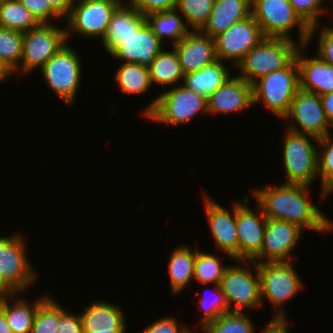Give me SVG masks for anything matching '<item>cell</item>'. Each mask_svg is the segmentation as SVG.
<instances>
[{"label": "cell", "mask_w": 333, "mask_h": 333, "mask_svg": "<svg viewBox=\"0 0 333 333\" xmlns=\"http://www.w3.org/2000/svg\"><path fill=\"white\" fill-rule=\"evenodd\" d=\"M262 188V189H261ZM310 186L279 184L253 190L256 203L267 218L296 224L303 230L324 233L333 229L332 220L310 202Z\"/></svg>", "instance_id": "1"}, {"label": "cell", "mask_w": 333, "mask_h": 333, "mask_svg": "<svg viewBox=\"0 0 333 333\" xmlns=\"http://www.w3.org/2000/svg\"><path fill=\"white\" fill-rule=\"evenodd\" d=\"M286 38L264 37L237 64L239 77L253 84L261 77L287 67L296 57L301 46L298 42Z\"/></svg>", "instance_id": "2"}, {"label": "cell", "mask_w": 333, "mask_h": 333, "mask_svg": "<svg viewBox=\"0 0 333 333\" xmlns=\"http://www.w3.org/2000/svg\"><path fill=\"white\" fill-rule=\"evenodd\" d=\"M202 112L208 114L207 99L203 94L188 90L183 85H177L160 93L142 114L149 120L177 126L185 125Z\"/></svg>", "instance_id": "3"}, {"label": "cell", "mask_w": 333, "mask_h": 333, "mask_svg": "<svg viewBox=\"0 0 333 333\" xmlns=\"http://www.w3.org/2000/svg\"><path fill=\"white\" fill-rule=\"evenodd\" d=\"M251 15L264 37L294 40L290 33L297 25L298 43L308 45L310 27L296 13L289 0H251Z\"/></svg>", "instance_id": "4"}, {"label": "cell", "mask_w": 333, "mask_h": 333, "mask_svg": "<svg viewBox=\"0 0 333 333\" xmlns=\"http://www.w3.org/2000/svg\"><path fill=\"white\" fill-rule=\"evenodd\" d=\"M299 89V67L295 58L284 69L271 72L252 84L253 106L264 102L273 115L283 119Z\"/></svg>", "instance_id": "5"}, {"label": "cell", "mask_w": 333, "mask_h": 333, "mask_svg": "<svg viewBox=\"0 0 333 333\" xmlns=\"http://www.w3.org/2000/svg\"><path fill=\"white\" fill-rule=\"evenodd\" d=\"M21 235L0 236V293H23L37 277Z\"/></svg>", "instance_id": "6"}, {"label": "cell", "mask_w": 333, "mask_h": 333, "mask_svg": "<svg viewBox=\"0 0 333 333\" xmlns=\"http://www.w3.org/2000/svg\"><path fill=\"white\" fill-rule=\"evenodd\" d=\"M283 149V164L286 173L285 184H301L311 187L318 179V151L313 143L318 138L286 130ZM313 142H312V141Z\"/></svg>", "instance_id": "7"}, {"label": "cell", "mask_w": 333, "mask_h": 333, "mask_svg": "<svg viewBox=\"0 0 333 333\" xmlns=\"http://www.w3.org/2000/svg\"><path fill=\"white\" fill-rule=\"evenodd\" d=\"M80 58L66 44L40 68L47 86L69 106L74 103L81 86L83 71Z\"/></svg>", "instance_id": "8"}, {"label": "cell", "mask_w": 333, "mask_h": 333, "mask_svg": "<svg viewBox=\"0 0 333 333\" xmlns=\"http://www.w3.org/2000/svg\"><path fill=\"white\" fill-rule=\"evenodd\" d=\"M237 262V266L229 265L220 282L229 312H243L244 308L256 309L262 303L258 262ZM249 264L254 265L255 274L247 268ZM233 304L234 307H231Z\"/></svg>", "instance_id": "9"}, {"label": "cell", "mask_w": 333, "mask_h": 333, "mask_svg": "<svg viewBox=\"0 0 333 333\" xmlns=\"http://www.w3.org/2000/svg\"><path fill=\"white\" fill-rule=\"evenodd\" d=\"M258 271L261 299L266 297L274 307H277L278 310L273 318H285L283 307L285 302L303 289L292 262H258Z\"/></svg>", "instance_id": "10"}, {"label": "cell", "mask_w": 333, "mask_h": 333, "mask_svg": "<svg viewBox=\"0 0 333 333\" xmlns=\"http://www.w3.org/2000/svg\"><path fill=\"white\" fill-rule=\"evenodd\" d=\"M123 0H78L72 5L67 19V40L72 34L87 38H104L113 13ZM74 31V32H73ZM73 32V33H72Z\"/></svg>", "instance_id": "11"}, {"label": "cell", "mask_w": 333, "mask_h": 333, "mask_svg": "<svg viewBox=\"0 0 333 333\" xmlns=\"http://www.w3.org/2000/svg\"><path fill=\"white\" fill-rule=\"evenodd\" d=\"M68 42L66 28L55 27L53 23H42L23 33L21 64L18 72L30 73L41 68Z\"/></svg>", "instance_id": "12"}, {"label": "cell", "mask_w": 333, "mask_h": 333, "mask_svg": "<svg viewBox=\"0 0 333 333\" xmlns=\"http://www.w3.org/2000/svg\"><path fill=\"white\" fill-rule=\"evenodd\" d=\"M283 119L295 121L287 125L292 132L308 134L318 139L330 133L331 126L322 107L321 97L301 89L297 91Z\"/></svg>", "instance_id": "13"}, {"label": "cell", "mask_w": 333, "mask_h": 333, "mask_svg": "<svg viewBox=\"0 0 333 333\" xmlns=\"http://www.w3.org/2000/svg\"><path fill=\"white\" fill-rule=\"evenodd\" d=\"M214 39L217 58L222 62L232 60V63L237 66L242 58L264 39V35L259 24L250 15Z\"/></svg>", "instance_id": "14"}, {"label": "cell", "mask_w": 333, "mask_h": 333, "mask_svg": "<svg viewBox=\"0 0 333 333\" xmlns=\"http://www.w3.org/2000/svg\"><path fill=\"white\" fill-rule=\"evenodd\" d=\"M302 232L296 224L267 218L261 251L252 261L291 262L294 258L290 257L291 252L299 243Z\"/></svg>", "instance_id": "15"}, {"label": "cell", "mask_w": 333, "mask_h": 333, "mask_svg": "<svg viewBox=\"0 0 333 333\" xmlns=\"http://www.w3.org/2000/svg\"><path fill=\"white\" fill-rule=\"evenodd\" d=\"M247 203V204H245ZM248 197L236 201V228L238 236V261H252L261 251L267 217L257 204L255 213Z\"/></svg>", "instance_id": "16"}, {"label": "cell", "mask_w": 333, "mask_h": 333, "mask_svg": "<svg viewBox=\"0 0 333 333\" xmlns=\"http://www.w3.org/2000/svg\"><path fill=\"white\" fill-rule=\"evenodd\" d=\"M205 213L214 242L219 251L238 261V236L236 228V202L232 215L213 199L205 196Z\"/></svg>", "instance_id": "17"}, {"label": "cell", "mask_w": 333, "mask_h": 333, "mask_svg": "<svg viewBox=\"0 0 333 333\" xmlns=\"http://www.w3.org/2000/svg\"><path fill=\"white\" fill-rule=\"evenodd\" d=\"M183 74L196 72L218 60L215 39L201 30H191L173 46Z\"/></svg>", "instance_id": "18"}, {"label": "cell", "mask_w": 333, "mask_h": 333, "mask_svg": "<svg viewBox=\"0 0 333 333\" xmlns=\"http://www.w3.org/2000/svg\"><path fill=\"white\" fill-rule=\"evenodd\" d=\"M162 50L163 43L145 23L136 33L120 39L119 45L110 55L125 63H138L148 67Z\"/></svg>", "instance_id": "19"}, {"label": "cell", "mask_w": 333, "mask_h": 333, "mask_svg": "<svg viewBox=\"0 0 333 333\" xmlns=\"http://www.w3.org/2000/svg\"><path fill=\"white\" fill-rule=\"evenodd\" d=\"M207 104L208 114L241 112L253 106L252 85L238 75L230 76L207 99Z\"/></svg>", "instance_id": "20"}, {"label": "cell", "mask_w": 333, "mask_h": 333, "mask_svg": "<svg viewBox=\"0 0 333 333\" xmlns=\"http://www.w3.org/2000/svg\"><path fill=\"white\" fill-rule=\"evenodd\" d=\"M306 46L301 45L295 57L299 67L300 89L319 96L333 92V65L318 55L305 57L303 50Z\"/></svg>", "instance_id": "21"}, {"label": "cell", "mask_w": 333, "mask_h": 333, "mask_svg": "<svg viewBox=\"0 0 333 333\" xmlns=\"http://www.w3.org/2000/svg\"><path fill=\"white\" fill-rule=\"evenodd\" d=\"M79 314L84 333H112L126 329L123 310L106 301L92 302Z\"/></svg>", "instance_id": "22"}, {"label": "cell", "mask_w": 333, "mask_h": 333, "mask_svg": "<svg viewBox=\"0 0 333 333\" xmlns=\"http://www.w3.org/2000/svg\"><path fill=\"white\" fill-rule=\"evenodd\" d=\"M251 15V0H215L208 22L201 31L215 38Z\"/></svg>", "instance_id": "23"}, {"label": "cell", "mask_w": 333, "mask_h": 333, "mask_svg": "<svg viewBox=\"0 0 333 333\" xmlns=\"http://www.w3.org/2000/svg\"><path fill=\"white\" fill-rule=\"evenodd\" d=\"M145 23V16L128 1H124L113 13L107 32L101 40L106 52L110 54L119 45L120 39L136 33Z\"/></svg>", "instance_id": "24"}, {"label": "cell", "mask_w": 333, "mask_h": 333, "mask_svg": "<svg viewBox=\"0 0 333 333\" xmlns=\"http://www.w3.org/2000/svg\"><path fill=\"white\" fill-rule=\"evenodd\" d=\"M22 293H0V309L4 312L7 323L13 333H31L38 307L49 297L45 295L29 304L26 299L18 298L14 303L10 300Z\"/></svg>", "instance_id": "25"}, {"label": "cell", "mask_w": 333, "mask_h": 333, "mask_svg": "<svg viewBox=\"0 0 333 333\" xmlns=\"http://www.w3.org/2000/svg\"><path fill=\"white\" fill-rule=\"evenodd\" d=\"M226 67L228 66L218 59L203 69L185 74L181 85L188 90L203 94L208 99L230 77L229 69Z\"/></svg>", "instance_id": "26"}, {"label": "cell", "mask_w": 333, "mask_h": 333, "mask_svg": "<svg viewBox=\"0 0 333 333\" xmlns=\"http://www.w3.org/2000/svg\"><path fill=\"white\" fill-rule=\"evenodd\" d=\"M145 21L163 44H166L164 39L167 38L172 40V46L178 44L191 31L177 9L148 14Z\"/></svg>", "instance_id": "27"}, {"label": "cell", "mask_w": 333, "mask_h": 333, "mask_svg": "<svg viewBox=\"0 0 333 333\" xmlns=\"http://www.w3.org/2000/svg\"><path fill=\"white\" fill-rule=\"evenodd\" d=\"M179 245L172 251L168 263V277L173 295H178L194 278L197 249ZM194 250V251H193Z\"/></svg>", "instance_id": "28"}, {"label": "cell", "mask_w": 333, "mask_h": 333, "mask_svg": "<svg viewBox=\"0 0 333 333\" xmlns=\"http://www.w3.org/2000/svg\"><path fill=\"white\" fill-rule=\"evenodd\" d=\"M23 32L0 27V76L7 80L21 65Z\"/></svg>", "instance_id": "29"}, {"label": "cell", "mask_w": 333, "mask_h": 333, "mask_svg": "<svg viewBox=\"0 0 333 333\" xmlns=\"http://www.w3.org/2000/svg\"><path fill=\"white\" fill-rule=\"evenodd\" d=\"M148 69L152 86H177V82L183 81L184 74L174 49L171 52L162 50L158 53Z\"/></svg>", "instance_id": "30"}, {"label": "cell", "mask_w": 333, "mask_h": 333, "mask_svg": "<svg viewBox=\"0 0 333 333\" xmlns=\"http://www.w3.org/2000/svg\"><path fill=\"white\" fill-rule=\"evenodd\" d=\"M114 77L119 90L128 96L145 93L152 86L148 67L138 63L123 62Z\"/></svg>", "instance_id": "31"}, {"label": "cell", "mask_w": 333, "mask_h": 333, "mask_svg": "<svg viewBox=\"0 0 333 333\" xmlns=\"http://www.w3.org/2000/svg\"><path fill=\"white\" fill-rule=\"evenodd\" d=\"M39 24L19 0H2L0 3V27L24 33Z\"/></svg>", "instance_id": "32"}, {"label": "cell", "mask_w": 333, "mask_h": 333, "mask_svg": "<svg viewBox=\"0 0 333 333\" xmlns=\"http://www.w3.org/2000/svg\"><path fill=\"white\" fill-rule=\"evenodd\" d=\"M228 267L229 265L224 266L216 255L200 252L197 249L193 278L200 284L218 285Z\"/></svg>", "instance_id": "33"}, {"label": "cell", "mask_w": 333, "mask_h": 333, "mask_svg": "<svg viewBox=\"0 0 333 333\" xmlns=\"http://www.w3.org/2000/svg\"><path fill=\"white\" fill-rule=\"evenodd\" d=\"M249 315L243 312H227L202 329L204 333H254Z\"/></svg>", "instance_id": "34"}, {"label": "cell", "mask_w": 333, "mask_h": 333, "mask_svg": "<svg viewBox=\"0 0 333 333\" xmlns=\"http://www.w3.org/2000/svg\"><path fill=\"white\" fill-rule=\"evenodd\" d=\"M215 0H178L176 9L191 30H201L208 22Z\"/></svg>", "instance_id": "35"}, {"label": "cell", "mask_w": 333, "mask_h": 333, "mask_svg": "<svg viewBox=\"0 0 333 333\" xmlns=\"http://www.w3.org/2000/svg\"><path fill=\"white\" fill-rule=\"evenodd\" d=\"M328 133L318 140L323 149L318 151V176H321V196L327 197L333 192V138Z\"/></svg>", "instance_id": "36"}, {"label": "cell", "mask_w": 333, "mask_h": 333, "mask_svg": "<svg viewBox=\"0 0 333 333\" xmlns=\"http://www.w3.org/2000/svg\"><path fill=\"white\" fill-rule=\"evenodd\" d=\"M49 296L39 307L31 333H55L62 315V306Z\"/></svg>", "instance_id": "37"}, {"label": "cell", "mask_w": 333, "mask_h": 333, "mask_svg": "<svg viewBox=\"0 0 333 333\" xmlns=\"http://www.w3.org/2000/svg\"><path fill=\"white\" fill-rule=\"evenodd\" d=\"M324 1L325 0H289L296 13L310 27L308 44L312 41L311 39L316 30H319L318 27H321L318 17H321L324 13L328 14L329 12V10L324 7Z\"/></svg>", "instance_id": "38"}, {"label": "cell", "mask_w": 333, "mask_h": 333, "mask_svg": "<svg viewBox=\"0 0 333 333\" xmlns=\"http://www.w3.org/2000/svg\"><path fill=\"white\" fill-rule=\"evenodd\" d=\"M214 294L216 295L211 301L204 298V296L199 300V306L203 308V310H201L203 313L201 317V329L208 323L215 321L219 316L229 312L220 284L215 285Z\"/></svg>", "instance_id": "39"}, {"label": "cell", "mask_w": 333, "mask_h": 333, "mask_svg": "<svg viewBox=\"0 0 333 333\" xmlns=\"http://www.w3.org/2000/svg\"><path fill=\"white\" fill-rule=\"evenodd\" d=\"M36 20L42 23H51L52 19H60L61 16L51 7L48 0H19ZM51 21V22H50Z\"/></svg>", "instance_id": "40"}, {"label": "cell", "mask_w": 333, "mask_h": 333, "mask_svg": "<svg viewBox=\"0 0 333 333\" xmlns=\"http://www.w3.org/2000/svg\"><path fill=\"white\" fill-rule=\"evenodd\" d=\"M137 11L146 16L151 13L176 9L178 0H127Z\"/></svg>", "instance_id": "41"}, {"label": "cell", "mask_w": 333, "mask_h": 333, "mask_svg": "<svg viewBox=\"0 0 333 333\" xmlns=\"http://www.w3.org/2000/svg\"><path fill=\"white\" fill-rule=\"evenodd\" d=\"M183 326L178 325L176 318L173 316H167L147 325L142 333H193L188 326Z\"/></svg>", "instance_id": "42"}, {"label": "cell", "mask_w": 333, "mask_h": 333, "mask_svg": "<svg viewBox=\"0 0 333 333\" xmlns=\"http://www.w3.org/2000/svg\"><path fill=\"white\" fill-rule=\"evenodd\" d=\"M319 33L317 54L323 61L333 65V27L324 25Z\"/></svg>", "instance_id": "43"}, {"label": "cell", "mask_w": 333, "mask_h": 333, "mask_svg": "<svg viewBox=\"0 0 333 333\" xmlns=\"http://www.w3.org/2000/svg\"><path fill=\"white\" fill-rule=\"evenodd\" d=\"M55 333H84L80 315L70 313L62 307V315L59 317Z\"/></svg>", "instance_id": "44"}, {"label": "cell", "mask_w": 333, "mask_h": 333, "mask_svg": "<svg viewBox=\"0 0 333 333\" xmlns=\"http://www.w3.org/2000/svg\"><path fill=\"white\" fill-rule=\"evenodd\" d=\"M288 320L285 318H273L269 320L268 324L262 331V333H289L288 332Z\"/></svg>", "instance_id": "45"}, {"label": "cell", "mask_w": 333, "mask_h": 333, "mask_svg": "<svg viewBox=\"0 0 333 333\" xmlns=\"http://www.w3.org/2000/svg\"><path fill=\"white\" fill-rule=\"evenodd\" d=\"M76 0H48L51 7L63 18L67 17Z\"/></svg>", "instance_id": "46"}, {"label": "cell", "mask_w": 333, "mask_h": 333, "mask_svg": "<svg viewBox=\"0 0 333 333\" xmlns=\"http://www.w3.org/2000/svg\"><path fill=\"white\" fill-rule=\"evenodd\" d=\"M320 97L328 122L331 128H333V92Z\"/></svg>", "instance_id": "47"}, {"label": "cell", "mask_w": 333, "mask_h": 333, "mask_svg": "<svg viewBox=\"0 0 333 333\" xmlns=\"http://www.w3.org/2000/svg\"><path fill=\"white\" fill-rule=\"evenodd\" d=\"M0 333H13L7 320L5 318L4 312L0 309Z\"/></svg>", "instance_id": "48"}, {"label": "cell", "mask_w": 333, "mask_h": 333, "mask_svg": "<svg viewBox=\"0 0 333 333\" xmlns=\"http://www.w3.org/2000/svg\"><path fill=\"white\" fill-rule=\"evenodd\" d=\"M126 331H112V333H125Z\"/></svg>", "instance_id": "49"}, {"label": "cell", "mask_w": 333, "mask_h": 333, "mask_svg": "<svg viewBox=\"0 0 333 333\" xmlns=\"http://www.w3.org/2000/svg\"><path fill=\"white\" fill-rule=\"evenodd\" d=\"M4 81V79L0 76V82Z\"/></svg>", "instance_id": "50"}]
</instances>
